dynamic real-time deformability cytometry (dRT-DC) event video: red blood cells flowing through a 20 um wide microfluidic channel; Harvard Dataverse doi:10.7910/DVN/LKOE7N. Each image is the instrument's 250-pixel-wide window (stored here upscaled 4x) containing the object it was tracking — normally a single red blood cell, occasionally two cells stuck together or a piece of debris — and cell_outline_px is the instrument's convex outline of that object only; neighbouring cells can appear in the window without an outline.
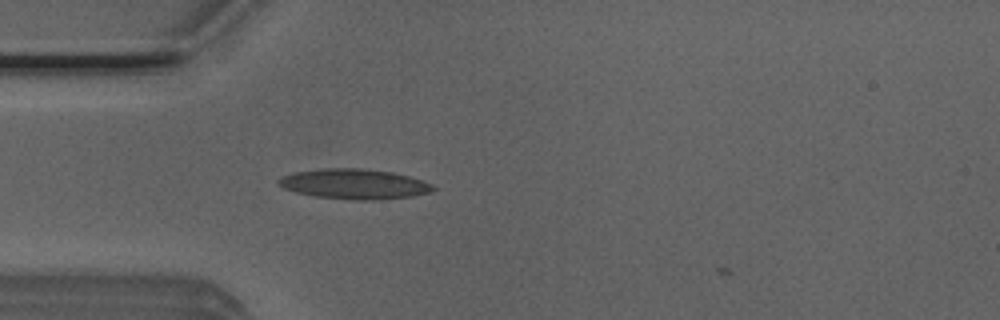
{"species": "Egyptian fruit bat (a non-hibernating species)", "species_latin": "Rousettus aegyptiacus", "temperature_condition": "room temperature", "stored_images_in_passage": 2, "camera_frame_rate_fps": 3000, "um_per_image_px": 0.085, "animal": {"sex": "male"}, "frame": {"image": 1, "passage_image": 1, "time_ms": 0.0, "image_size_px": [1000, 320], "cell_outline_px": [[436, 188], [432, 192], [412, 196], [380, 200], [352, 200], [312, 196], [296, 192], [284, 188], [276, 184], [276, 180], [280, 176], [296, 172], [324, 168], [360, 168], [392, 172], [408, 176], [432, 184]], "centroid_in_image_um": [30.08, 15.65], "position_along_channel_um": 54.9, "area_um2": 27.28}}